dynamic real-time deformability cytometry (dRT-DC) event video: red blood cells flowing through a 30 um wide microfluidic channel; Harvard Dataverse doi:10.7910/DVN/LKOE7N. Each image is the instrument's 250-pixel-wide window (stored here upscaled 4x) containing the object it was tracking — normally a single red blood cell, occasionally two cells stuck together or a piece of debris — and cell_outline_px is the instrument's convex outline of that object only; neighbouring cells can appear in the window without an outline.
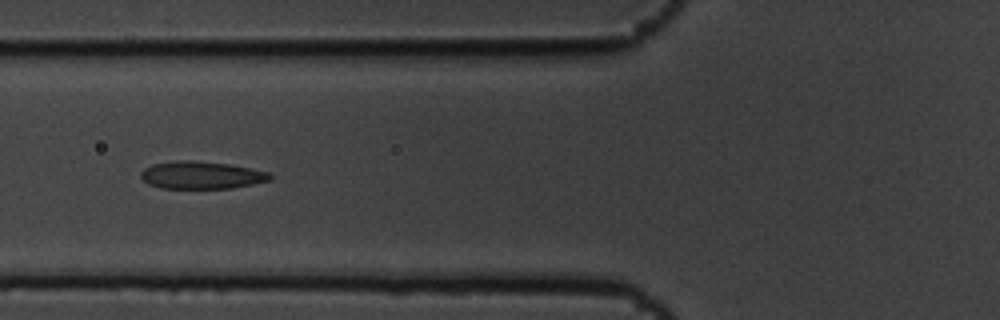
{"species": "common noctule bat (a hibernating species)", "species_latin": "Nyctalus noctula", "temperature_condition": "cold", "stored_images_in_passage": 6, "camera_frame_rate_fps": 3000, "um_per_image_px": 0.085, "animal": {"sex": "male", "body_mass_g": 19.5, "forearm_length_mm": 54.6}, "frame": {"image": 1, "passage_image": 4, "time_ms": 1.0, "image_size_px": [1000, 320], "cell_outline_px": [[272, 176], [268, 180], [252, 184], [232, 188], [160, 188], [148, 184], [140, 176], [140, 172], [144, 168], [152, 164], [176, 160], [192, 160], [228, 164], [252, 168], [268, 172]], "centroid_in_image_um": [17.08, 14.88], "position_along_channel_um": 108.7, "area_um2": 20.69}}
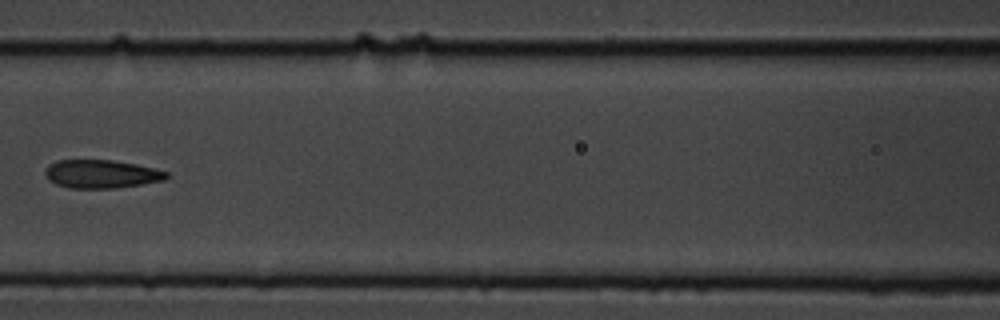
{"frame": {"image": 2, "passage_image": 5, "time_ms": 1.333, "image_size_px": [1000, 320], "cell_outline_px": [[172, 176], [164, 180], [116, 188], [68, 188], [56, 184], [48, 180], [44, 172], [48, 164], [56, 160], [112, 160], [136, 164], [168, 172]], "centroid_in_image_um": [8.6, 14.79], "position_along_channel_um": 158.0, "area_um2": 20.11}}
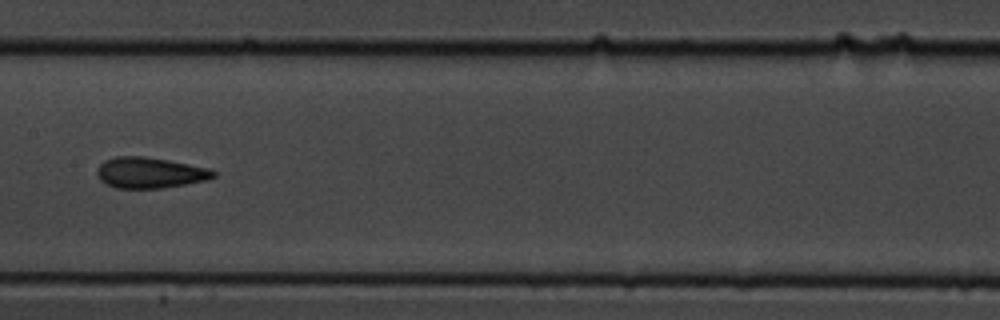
{"frame": {"image": 3, "passage_image": 6, "time_ms": 1.667, "image_size_px": [1000, 320], "cell_outline_px": [[216, 176], [208, 180], [160, 188], [116, 188], [100, 180], [96, 172], [96, 168], [104, 160], [116, 156], [144, 156], [168, 160], [212, 168], [216, 172]], "centroid_in_image_um": [12.75, 14.67], "position_along_channel_um": 194.6, "area_um2": 21.04}}